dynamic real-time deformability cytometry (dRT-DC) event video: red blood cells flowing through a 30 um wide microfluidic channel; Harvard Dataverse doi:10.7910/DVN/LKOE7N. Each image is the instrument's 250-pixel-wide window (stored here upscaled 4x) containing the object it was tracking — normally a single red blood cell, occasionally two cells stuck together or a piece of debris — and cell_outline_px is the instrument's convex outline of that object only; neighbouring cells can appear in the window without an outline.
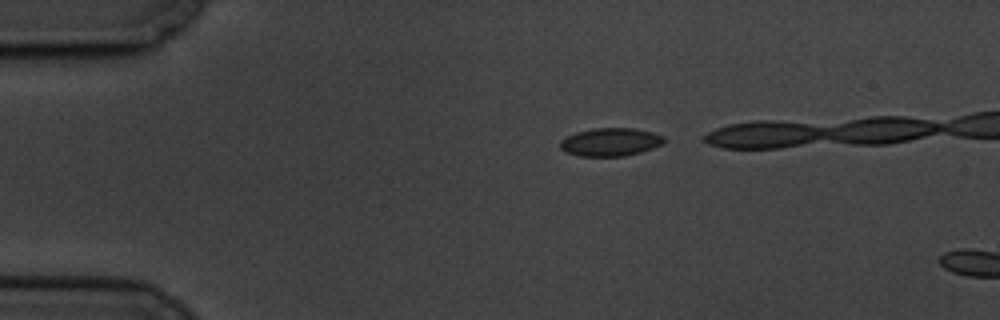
{"species": "common noctule bat (a hibernating species)", "species_latin": "Nyctalus noctula", "temperature_condition": "cold", "stored_images_in_passage": 2, "camera_frame_rate_fps": 3000, "um_per_image_px": 0.085, "animal": {"sex": "male", "body_mass_g": 19.5, "forearm_length_mm": 54.6}, "frame": {"image": 1, "passage_image": 1, "time_ms": 0.0, "image_size_px": [1000, 320], "cell_outline_px": [[664, 144], [640, 152], [624, 156], [580, 156], [568, 152], [560, 148], [560, 140], [576, 132], [592, 128], [632, 128], [652, 132], [664, 136]], "centroid_in_image_um": [51.9, 12.06], "position_along_channel_um": 33.1, "area_um2": 16.94}}